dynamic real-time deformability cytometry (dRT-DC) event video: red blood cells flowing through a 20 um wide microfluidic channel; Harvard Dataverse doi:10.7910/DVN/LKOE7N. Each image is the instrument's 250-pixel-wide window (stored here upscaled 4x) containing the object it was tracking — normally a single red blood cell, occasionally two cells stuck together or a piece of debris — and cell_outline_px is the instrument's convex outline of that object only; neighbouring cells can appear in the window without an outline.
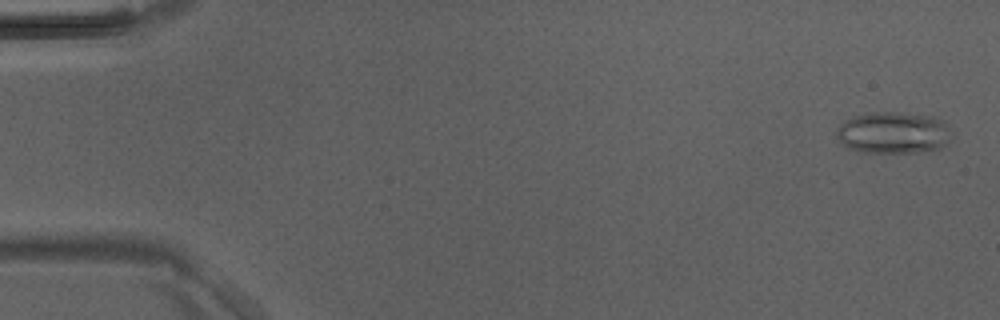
{"species": "Egyptian fruit bat (a non-hibernating species)", "species_latin": "Rousettus aegyptiacus", "temperature_condition": "room temperature", "stored_images_in_passage": 46, "camera_frame_rate_fps": 3000, "um_per_image_px": 0.085, "animal": {"sex": "male"}, "frame": {"image": 1, "passage_image": 2, "time_ms": 0.333, "image_size_px": [1000, 320], "cell_outline_px": [[948, 144], [940, 148], [916, 152], [860, 152], [848, 148], [836, 136], [836, 128], [844, 120], [852, 116], [868, 112], [900, 112], [932, 116], [944, 120], [948, 124]], "centroid_in_image_um": [75.9, 11.26], "position_along_channel_um": 9.1, "area_um2": 28.09}}
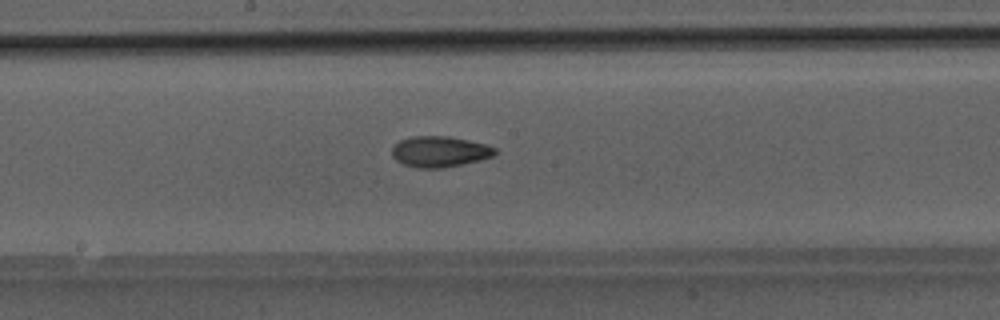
{"frame": {"image": 2, "passage_image": 25, "time_ms": 8.0, "image_size_px": [1000, 320], "cell_outline_px": [[500, 152], [492, 156], [480, 160], [444, 168], [416, 168], [404, 164], [396, 160], [392, 156], [392, 148], [400, 140], [412, 136], [448, 136], [468, 140], [484, 144], [496, 148]], "centroid_in_image_um": [37.38, 12.89], "position_along_channel_um": 210.8, "area_um2": 18.55}}
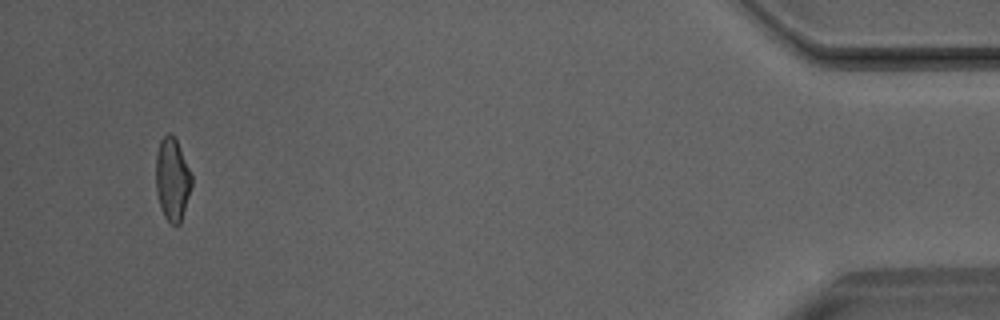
{"frame": {"image": 3, "passage_image": 44, "time_ms": 14.333, "image_size_px": [1000, 320], "cell_outline_px": [[192, 184], [180, 224], [172, 224], [164, 216], [160, 208], [156, 192], [156, 152], [160, 140], [168, 132], [172, 132], [176, 140], [192, 176]], "centroid_in_image_um": [14.62, 15.23], "position_along_channel_um": 420.6, "area_um2": 17.17}}